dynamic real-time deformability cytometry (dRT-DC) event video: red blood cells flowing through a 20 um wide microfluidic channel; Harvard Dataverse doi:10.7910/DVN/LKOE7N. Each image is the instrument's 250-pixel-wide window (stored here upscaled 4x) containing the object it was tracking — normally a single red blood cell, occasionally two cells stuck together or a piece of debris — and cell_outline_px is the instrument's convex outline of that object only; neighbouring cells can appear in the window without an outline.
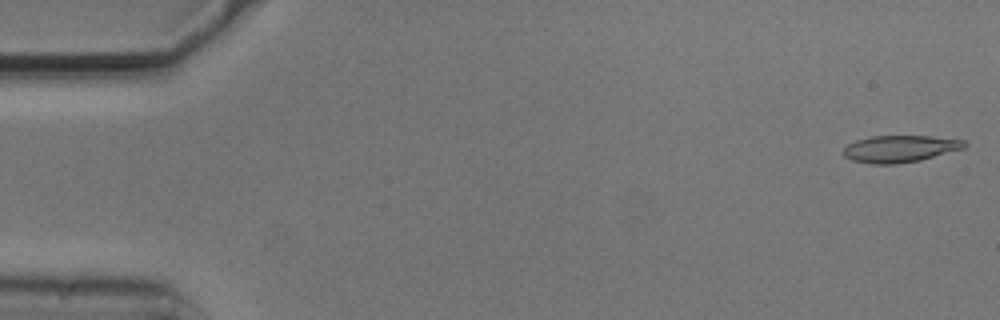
{"species": "common noctule bat (a hibernating species)", "species_latin": "Nyctalus noctula", "temperature_condition": "cold", "stored_images_in_passage": 13, "camera_frame_rate_fps": 3000, "um_per_image_px": 0.085, "animal": {"sex": "male", "body_mass_g": 20.5, "forearm_length_mm": 52.5}, "frame": {"image": 1, "passage_image": 1, "time_ms": 0.0, "image_size_px": [1000, 320], "cell_outline_px": [[968, 144], [964, 148], [920, 160], [896, 164], [872, 164], [852, 160], [844, 156], [844, 148], [848, 144], [856, 140], [872, 136], [932, 136], [964, 140]], "centroid_in_image_um": [76.5, 12.64], "position_along_channel_um": 8.5, "area_um2": 18.9}}
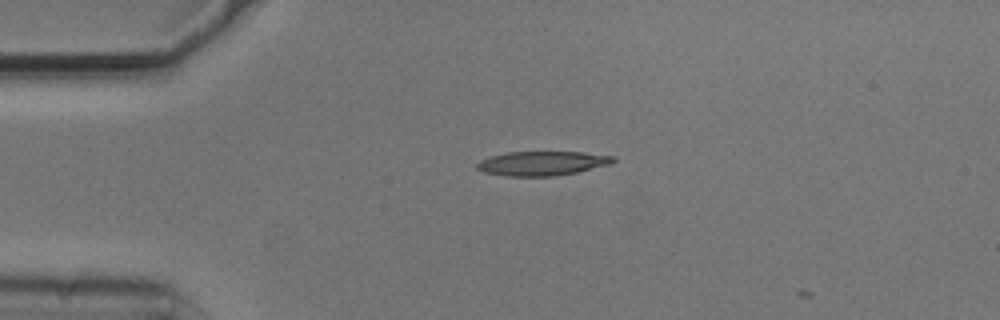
{"frame": {"image": 2, "passage_image": 12, "time_ms": 3.667, "image_size_px": [1000, 320], "cell_outline_px": [[616, 160], [612, 164], [576, 172], [556, 176], [504, 176], [484, 172], [476, 168], [476, 164], [480, 160], [492, 156], [508, 152], [584, 152], [612, 156]], "centroid_in_image_um": [46.08, 13.89], "position_along_channel_um": 38.9, "area_um2": 19.25}}